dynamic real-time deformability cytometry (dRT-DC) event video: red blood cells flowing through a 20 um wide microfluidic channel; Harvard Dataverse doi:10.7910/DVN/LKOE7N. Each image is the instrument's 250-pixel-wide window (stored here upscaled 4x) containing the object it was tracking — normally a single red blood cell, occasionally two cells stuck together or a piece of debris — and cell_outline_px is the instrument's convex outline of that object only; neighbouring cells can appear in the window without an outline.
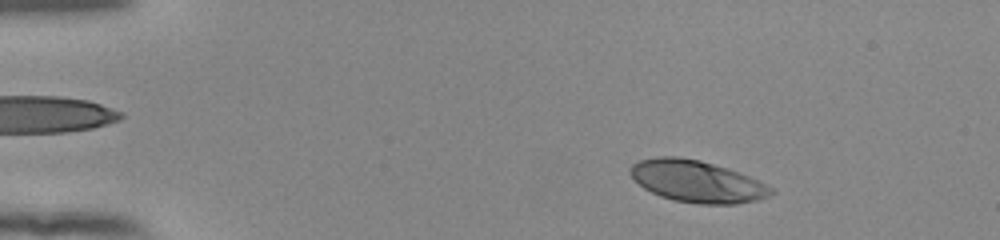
{"species": "human", "species_latin": "Homo sapiens", "temperature_condition": "room temperature", "stored_images_in_passage": 51, "camera_frame_rate_fps": 3000, "um_per_image_px": 0.085, "donor": {"sex": "female"}, "frame": {"image": 1, "passage_image": 6, "time_ms": 1.667, "image_size_px": [1000, 240], "cell_outline_px": [[776, 192], [768, 196], [756, 200], [736, 204], [700, 204], [672, 200], [660, 196], [644, 188], [628, 172], [628, 168], [632, 164], [640, 160], [656, 156], [676, 156], [700, 160], [728, 168], [740, 172], [772, 188]], "centroid_in_image_um": [59.21, 15.41], "position_along_channel_um": 25.8, "area_um2": 34.28}}
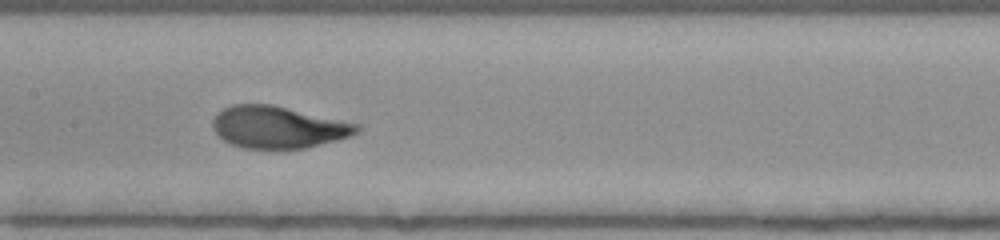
{"frame": {"image": 2, "passage_image": 25, "time_ms": 8.0, "image_size_px": [1000, 240], "cell_outline_px": [[360, 132], [336, 140], [304, 148], [244, 148], [232, 144], [224, 140], [212, 128], [212, 120], [216, 112], [232, 104], [272, 104], [360, 124]], "centroid_in_image_um": [23.62, 10.79], "position_along_channel_um": 183.8, "area_um2": 35.14}}
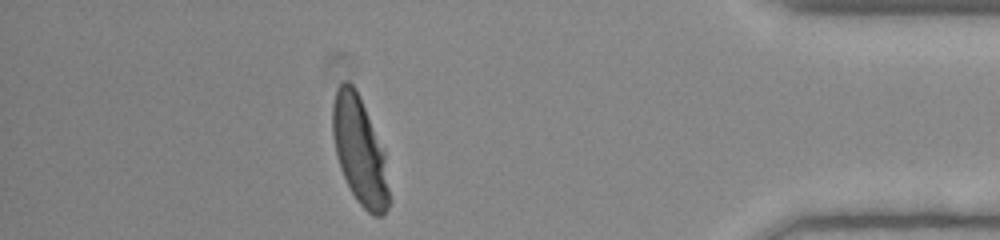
{"frame": {"image": 3, "passage_image": 45, "time_ms": 14.667, "image_size_px": [1000, 240], "cell_outline_px": [[392, 200], [384, 216], [372, 216], [356, 200], [340, 168], [336, 156], [332, 136], [332, 104], [336, 88], [344, 80], [348, 80], [356, 88], [360, 96], [384, 148]], "centroid_in_image_um": [30.6, 12.83], "position_along_channel_um": 404.6, "area_um2": 36.3}, "authors_computed_cell_mechanics": {"area_um2": 34.969, "velocity_mm_per_s": 3.886, "shape_relaxation_time_tau1_ms": 3.7807, "shape_relaxation_time_tau2_ms": null, "deformation_change_tau1": 0.1955, "deformation_change_tau2": null}}